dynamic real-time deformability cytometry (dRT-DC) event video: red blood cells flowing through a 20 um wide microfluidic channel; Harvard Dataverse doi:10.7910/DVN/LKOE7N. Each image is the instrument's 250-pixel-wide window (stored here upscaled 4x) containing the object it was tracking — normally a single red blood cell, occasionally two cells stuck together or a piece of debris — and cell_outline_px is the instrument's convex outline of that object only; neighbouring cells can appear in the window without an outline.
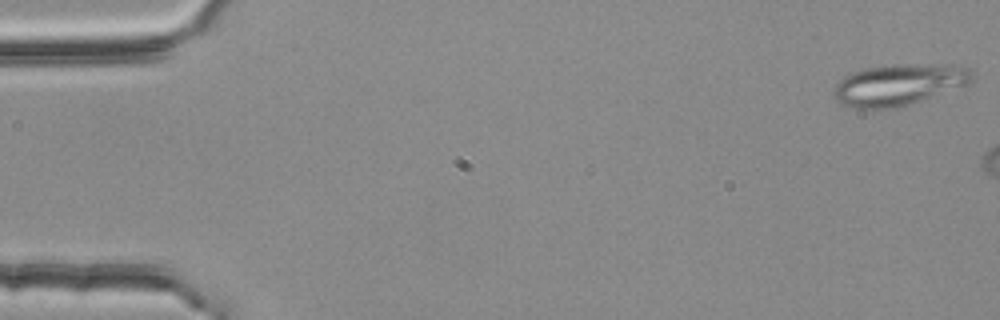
{"species": "common noctule bat (a hibernating species)", "species_latin": "Nyctalus noctula", "temperature_condition": "room temperature", "stored_images_in_passage": 8, "camera_frame_rate_fps": 3000, "um_per_image_px": 0.085, "animal": {"sex": "female", "body_mass_g": 25.1}, "frame": {"image": 1, "passage_image": 1, "time_ms": 0.0, "image_size_px": [1000, 320], "cell_outline_px": [[972, 80], [964, 84], [908, 104], [896, 108], [856, 108], [844, 104], [836, 100], [832, 92], [836, 84], [844, 76], [852, 72], [884, 64], [960, 64], [972, 68]], "centroid_in_image_um": [76.38, 7.16], "position_along_channel_um": 8.6, "area_um2": 33.0}}